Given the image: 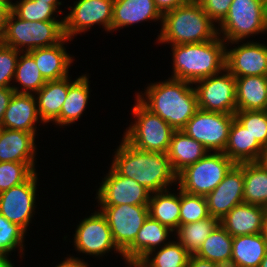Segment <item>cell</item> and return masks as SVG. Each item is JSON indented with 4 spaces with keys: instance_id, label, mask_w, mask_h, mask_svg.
<instances>
[{
    "instance_id": "obj_1",
    "label": "cell",
    "mask_w": 267,
    "mask_h": 267,
    "mask_svg": "<svg viewBox=\"0 0 267 267\" xmlns=\"http://www.w3.org/2000/svg\"><path fill=\"white\" fill-rule=\"evenodd\" d=\"M114 151L111 166L122 176L134 179L151 194L170 189L177 183V173L167 153L143 151L124 138Z\"/></svg>"
},
{
    "instance_id": "obj_2",
    "label": "cell",
    "mask_w": 267,
    "mask_h": 267,
    "mask_svg": "<svg viewBox=\"0 0 267 267\" xmlns=\"http://www.w3.org/2000/svg\"><path fill=\"white\" fill-rule=\"evenodd\" d=\"M135 96L174 130H182L199 109L193 84L170 77L148 84L144 93L137 92Z\"/></svg>"
},
{
    "instance_id": "obj_3",
    "label": "cell",
    "mask_w": 267,
    "mask_h": 267,
    "mask_svg": "<svg viewBox=\"0 0 267 267\" xmlns=\"http://www.w3.org/2000/svg\"><path fill=\"white\" fill-rule=\"evenodd\" d=\"M173 74L171 78L195 82L218 74L226 68V42L213 40L171 46Z\"/></svg>"
},
{
    "instance_id": "obj_4",
    "label": "cell",
    "mask_w": 267,
    "mask_h": 267,
    "mask_svg": "<svg viewBox=\"0 0 267 267\" xmlns=\"http://www.w3.org/2000/svg\"><path fill=\"white\" fill-rule=\"evenodd\" d=\"M157 43L171 46L200 43L218 36L217 25L203 11L198 0H189L162 15Z\"/></svg>"
},
{
    "instance_id": "obj_5",
    "label": "cell",
    "mask_w": 267,
    "mask_h": 267,
    "mask_svg": "<svg viewBox=\"0 0 267 267\" xmlns=\"http://www.w3.org/2000/svg\"><path fill=\"white\" fill-rule=\"evenodd\" d=\"M60 21H26L8 14L1 43L20 52L50 47L64 38V17Z\"/></svg>"
},
{
    "instance_id": "obj_6",
    "label": "cell",
    "mask_w": 267,
    "mask_h": 267,
    "mask_svg": "<svg viewBox=\"0 0 267 267\" xmlns=\"http://www.w3.org/2000/svg\"><path fill=\"white\" fill-rule=\"evenodd\" d=\"M217 31L226 46L239 44L252 35L265 34L267 6L261 0H233Z\"/></svg>"
},
{
    "instance_id": "obj_7",
    "label": "cell",
    "mask_w": 267,
    "mask_h": 267,
    "mask_svg": "<svg viewBox=\"0 0 267 267\" xmlns=\"http://www.w3.org/2000/svg\"><path fill=\"white\" fill-rule=\"evenodd\" d=\"M134 103L135 121L124 131L123 138L139 150L167 153L175 130L137 98Z\"/></svg>"
},
{
    "instance_id": "obj_8",
    "label": "cell",
    "mask_w": 267,
    "mask_h": 267,
    "mask_svg": "<svg viewBox=\"0 0 267 267\" xmlns=\"http://www.w3.org/2000/svg\"><path fill=\"white\" fill-rule=\"evenodd\" d=\"M235 163L223 152H208L177 174L178 188L188 194L206 196L223 180Z\"/></svg>"
},
{
    "instance_id": "obj_9",
    "label": "cell",
    "mask_w": 267,
    "mask_h": 267,
    "mask_svg": "<svg viewBox=\"0 0 267 267\" xmlns=\"http://www.w3.org/2000/svg\"><path fill=\"white\" fill-rule=\"evenodd\" d=\"M234 114L198 109L182 129L209 152H224Z\"/></svg>"
},
{
    "instance_id": "obj_10",
    "label": "cell",
    "mask_w": 267,
    "mask_h": 267,
    "mask_svg": "<svg viewBox=\"0 0 267 267\" xmlns=\"http://www.w3.org/2000/svg\"><path fill=\"white\" fill-rule=\"evenodd\" d=\"M194 84L199 109L235 114L236 79L226 68Z\"/></svg>"
},
{
    "instance_id": "obj_11",
    "label": "cell",
    "mask_w": 267,
    "mask_h": 267,
    "mask_svg": "<svg viewBox=\"0 0 267 267\" xmlns=\"http://www.w3.org/2000/svg\"><path fill=\"white\" fill-rule=\"evenodd\" d=\"M109 224L113 241L123 253L149 216L148 205L98 206Z\"/></svg>"
},
{
    "instance_id": "obj_12",
    "label": "cell",
    "mask_w": 267,
    "mask_h": 267,
    "mask_svg": "<svg viewBox=\"0 0 267 267\" xmlns=\"http://www.w3.org/2000/svg\"><path fill=\"white\" fill-rule=\"evenodd\" d=\"M113 2L114 0H76L64 16L65 37L72 40L74 36L89 31L96 24L102 25L107 33L111 32Z\"/></svg>"
},
{
    "instance_id": "obj_13",
    "label": "cell",
    "mask_w": 267,
    "mask_h": 267,
    "mask_svg": "<svg viewBox=\"0 0 267 267\" xmlns=\"http://www.w3.org/2000/svg\"><path fill=\"white\" fill-rule=\"evenodd\" d=\"M74 249L80 253L99 258L114 250L123 257V253L113 241L106 218L98 209L89 217H85L76 227Z\"/></svg>"
},
{
    "instance_id": "obj_14",
    "label": "cell",
    "mask_w": 267,
    "mask_h": 267,
    "mask_svg": "<svg viewBox=\"0 0 267 267\" xmlns=\"http://www.w3.org/2000/svg\"><path fill=\"white\" fill-rule=\"evenodd\" d=\"M96 192L98 206L148 205L151 195L143 185L120 175L112 166Z\"/></svg>"
},
{
    "instance_id": "obj_15",
    "label": "cell",
    "mask_w": 267,
    "mask_h": 267,
    "mask_svg": "<svg viewBox=\"0 0 267 267\" xmlns=\"http://www.w3.org/2000/svg\"><path fill=\"white\" fill-rule=\"evenodd\" d=\"M37 171L24 183L0 193V214L26 232L35 214Z\"/></svg>"
},
{
    "instance_id": "obj_16",
    "label": "cell",
    "mask_w": 267,
    "mask_h": 267,
    "mask_svg": "<svg viewBox=\"0 0 267 267\" xmlns=\"http://www.w3.org/2000/svg\"><path fill=\"white\" fill-rule=\"evenodd\" d=\"M244 163L235 164L216 188L205 196L210 216L219 221L244 202Z\"/></svg>"
},
{
    "instance_id": "obj_17",
    "label": "cell",
    "mask_w": 267,
    "mask_h": 267,
    "mask_svg": "<svg viewBox=\"0 0 267 267\" xmlns=\"http://www.w3.org/2000/svg\"><path fill=\"white\" fill-rule=\"evenodd\" d=\"M226 48V69L235 77L267 76V45L247 41Z\"/></svg>"
},
{
    "instance_id": "obj_18",
    "label": "cell",
    "mask_w": 267,
    "mask_h": 267,
    "mask_svg": "<svg viewBox=\"0 0 267 267\" xmlns=\"http://www.w3.org/2000/svg\"><path fill=\"white\" fill-rule=\"evenodd\" d=\"M41 123L37 102L34 94L14 92L12 99L4 113L2 128L24 132H37L36 122Z\"/></svg>"
},
{
    "instance_id": "obj_19",
    "label": "cell",
    "mask_w": 267,
    "mask_h": 267,
    "mask_svg": "<svg viewBox=\"0 0 267 267\" xmlns=\"http://www.w3.org/2000/svg\"><path fill=\"white\" fill-rule=\"evenodd\" d=\"M266 211L267 208L243 202L233 207L220 224L232 237L263 233Z\"/></svg>"
},
{
    "instance_id": "obj_20",
    "label": "cell",
    "mask_w": 267,
    "mask_h": 267,
    "mask_svg": "<svg viewBox=\"0 0 267 267\" xmlns=\"http://www.w3.org/2000/svg\"><path fill=\"white\" fill-rule=\"evenodd\" d=\"M173 232L169 227L148 216L134 242L123 252L122 259L141 261L151 251L168 244Z\"/></svg>"
},
{
    "instance_id": "obj_21",
    "label": "cell",
    "mask_w": 267,
    "mask_h": 267,
    "mask_svg": "<svg viewBox=\"0 0 267 267\" xmlns=\"http://www.w3.org/2000/svg\"><path fill=\"white\" fill-rule=\"evenodd\" d=\"M72 41L65 37L60 43L28 51L34 58L40 73L46 81L60 80L69 76V68L74 62V56L69 54L64 46Z\"/></svg>"
},
{
    "instance_id": "obj_22",
    "label": "cell",
    "mask_w": 267,
    "mask_h": 267,
    "mask_svg": "<svg viewBox=\"0 0 267 267\" xmlns=\"http://www.w3.org/2000/svg\"><path fill=\"white\" fill-rule=\"evenodd\" d=\"M36 135L0 128V162L35 163Z\"/></svg>"
},
{
    "instance_id": "obj_23",
    "label": "cell",
    "mask_w": 267,
    "mask_h": 267,
    "mask_svg": "<svg viewBox=\"0 0 267 267\" xmlns=\"http://www.w3.org/2000/svg\"><path fill=\"white\" fill-rule=\"evenodd\" d=\"M149 20L162 21L154 0H114L111 32Z\"/></svg>"
},
{
    "instance_id": "obj_24",
    "label": "cell",
    "mask_w": 267,
    "mask_h": 267,
    "mask_svg": "<svg viewBox=\"0 0 267 267\" xmlns=\"http://www.w3.org/2000/svg\"><path fill=\"white\" fill-rule=\"evenodd\" d=\"M68 76V93L59 117L53 122L56 126H69L80 120L87 108L90 97L89 75L83 74L72 80ZM72 80V81H71Z\"/></svg>"
},
{
    "instance_id": "obj_25",
    "label": "cell",
    "mask_w": 267,
    "mask_h": 267,
    "mask_svg": "<svg viewBox=\"0 0 267 267\" xmlns=\"http://www.w3.org/2000/svg\"><path fill=\"white\" fill-rule=\"evenodd\" d=\"M262 149L258 141L234 118L223 153L235 164H240L257 162Z\"/></svg>"
},
{
    "instance_id": "obj_26",
    "label": "cell",
    "mask_w": 267,
    "mask_h": 267,
    "mask_svg": "<svg viewBox=\"0 0 267 267\" xmlns=\"http://www.w3.org/2000/svg\"><path fill=\"white\" fill-rule=\"evenodd\" d=\"M267 253L264 233L233 237L230 267H259Z\"/></svg>"
},
{
    "instance_id": "obj_27",
    "label": "cell",
    "mask_w": 267,
    "mask_h": 267,
    "mask_svg": "<svg viewBox=\"0 0 267 267\" xmlns=\"http://www.w3.org/2000/svg\"><path fill=\"white\" fill-rule=\"evenodd\" d=\"M236 79V111L267 110V76Z\"/></svg>"
},
{
    "instance_id": "obj_28",
    "label": "cell",
    "mask_w": 267,
    "mask_h": 267,
    "mask_svg": "<svg viewBox=\"0 0 267 267\" xmlns=\"http://www.w3.org/2000/svg\"><path fill=\"white\" fill-rule=\"evenodd\" d=\"M208 152L200 142L188 136L183 130H175L167 155L173 170L178 174L186 166L203 158Z\"/></svg>"
},
{
    "instance_id": "obj_29",
    "label": "cell",
    "mask_w": 267,
    "mask_h": 267,
    "mask_svg": "<svg viewBox=\"0 0 267 267\" xmlns=\"http://www.w3.org/2000/svg\"><path fill=\"white\" fill-rule=\"evenodd\" d=\"M68 93V77L60 80L47 81L35 93L38 113L43 124L53 123L60 115ZM37 95V96H36Z\"/></svg>"
},
{
    "instance_id": "obj_30",
    "label": "cell",
    "mask_w": 267,
    "mask_h": 267,
    "mask_svg": "<svg viewBox=\"0 0 267 267\" xmlns=\"http://www.w3.org/2000/svg\"><path fill=\"white\" fill-rule=\"evenodd\" d=\"M169 190L150 195L149 216L175 232L180 226V189L177 187V194Z\"/></svg>"
},
{
    "instance_id": "obj_31",
    "label": "cell",
    "mask_w": 267,
    "mask_h": 267,
    "mask_svg": "<svg viewBox=\"0 0 267 267\" xmlns=\"http://www.w3.org/2000/svg\"><path fill=\"white\" fill-rule=\"evenodd\" d=\"M233 237L219 223L195 254L197 257L230 267Z\"/></svg>"
},
{
    "instance_id": "obj_32",
    "label": "cell",
    "mask_w": 267,
    "mask_h": 267,
    "mask_svg": "<svg viewBox=\"0 0 267 267\" xmlns=\"http://www.w3.org/2000/svg\"><path fill=\"white\" fill-rule=\"evenodd\" d=\"M245 203L267 208V169L257 162L244 163Z\"/></svg>"
},
{
    "instance_id": "obj_33",
    "label": "cell",
    "mask_w": 267,
    "mask_h": 267,
    "mask_svg": "<svg viewBox=\"0 0 267 267\" xmlns=\"http://www.w3.org/2000/svg\"><path fill=\"white\" fill-rule=\"evenodd\" d=\"M12 85L16 93L35 94L47 82L40 73L34 58L28 52H20ZM22 86V87H21Z\"/></svg>"
},
{
    "instance_id": "obj_34",
    "label": "cell",
    "mask_w": 267,
    "mask_h": 267,
    "mask_svg": "<svg viewBox=\"0 0 267 267\" xmlns=\"http://www.w3.org/2000/svg\"><path fill=\"white\" fill-rule=\"evenodd\" d=\"M219 223L218 219L210 216L201 221L180 225L173 236H176L177 241L191 255H195Z\"/></svg>"
},
{
    "instance_id": "obj_35",
    "label": "cell",
    "mask_w": 267,
    "mask_h": 267,
    "mask_svg": "<svg viewBox=\"0 0 267 267\" xmlns=\"http://www.w3.org/2000/svg\"><path fill=\"white\" fill-rule=\"evenodd\" d=\"M190 253L176 240L147 254L141 261L147 267H182L188 265Z\"/></svg>"
},
{
    "instance_id": "obj_36",
    "label": "cell",
    "mask_w": 267,
    "mask_h": 267,
    "mask_svg": "<svg viewBox=\"0 0 267 267\" xmlns=\"http://www.w3.org/2000/svg\"><path fill=\"white\" fill-rule=\"evenodd\" d=\"M62 3L39 2V0H19L11 2V11L26 21H59L55 13H61ZM54 15V16H53Z\"/></svg>"
},
{
    "instance_id": "obj_37",
    "label": "cell",
    "mask_w": 267,
    "mask_h": 267,
    "mask_svg": "<svg viewBox=\"0 0 267 267\" xmlns=\"http://www.w3.org/2000/svg\"><path fill=\"white\" fill-rule=\"evenodd\" d=\"M35 164L0 162V193L26 182L36 172Z\"/></svg>"
},
{
    "instance_id": "obj_38",
    "label": "cell",
    "mask_w": 267,
    "mask_h": 267,
    "mask_svg": "<svg viewBox=\"0 0 267 267\" xmlns=\"http://www.w3.org/2000/svg\"><path fill=\"white\" fill-rule=\"evenodd\" d=\"M210 217L205 196L188 194L180 190V225Z\"/></svg>"
},
{
    "instance_id": "obj_39",
    "label": "cell",
    "mask_w": 267,
    "mask_h": 267,
    "mask_svg": "<svg viewBox=\"0 0 267 267\" xmlns=\"http://www.w3.org/2000/svg\"><path fill=\"white\" fill-rule=\"evenodd\" d=\"M234 115L262 147L267 146V110L236 111Z\"/></svg>"
},
{
    "instance_id": "obj_40",
    "label": "cell",
    "mask_w": 267,
    "mask_h": 267,
    "mask_svg": "<svg viewBox=\"0 0 267 267\" xmlns=\"http://www.w3.org/2000/svg\"><path fill=\"white\" fill-rule=\"evenodd\" d=\"M26 233L27 232L18 224L8 221L0 214V250L7 256L11 254V251H16L17 248H19L18 253H22H20L19 256L24 255V239Z\"/></svg>"
},
{
    "instance_id": "obj_41",
    "label": "cell",
    "mask_w": 267,
    "mask_h": 267,
    "mask_svg": "<svg viewBox=\"0 0 267 267\" xmlns=\"http://www.w3.org/2000/svg\"><path fill=\"white\" fill-rule=\"evenodd\" d=\"M20 51L0 42V87H12Z\"/></svg>"
},
{
    "instance_id": "obj_42",
    "label": "cell",
    "mask_w": 267,
    "mask_h": 267,
    "mask_svg": "<svg viewBox=\"0 0 267 267\" xmlns=\"http://www.w3.org/2000/svg\"><path fill=\"white\" fill-rule=\"evenodd\" d=\"M203 11L215 24H220L226 17L233 0H198Z\"/></svg>"
},
{
    "instance_id": "obj_43",
    "label": "cell",
    "mask_w": 267,
    "mask_h": 267,
    "mask_svg": "<svg viewBox=\"0 0 267 267\" xmlns=\"http://www.w3.org/2000/svg\"><path fill=\"white\" fill-rule=\"evenodd\" d=\"M14 92L12 87H0V128H2L3 116Z\"/></svg>"
},
{
    "instance_id": "obj_44",
    "label": "cell",
    "mask_w": 267,
    "mask_h": 267,
    "mask_svg": "<svg viewBox=\"0 0 267 267\" xmlns=\"http://www.w3.org/2000/svg\"><path fill=\"white\" fill-rule=\"evenodd\" d=\"M188 1L189 0H154V4L160 14L163 15Z\"/></svg>"
},
{
    "instance_id": "obj_45",
    "label": "cell",
    "mask_w": 267,
    "mask_h": 267,
    "mask_svg": "<svg viewBox=\"0 0 267 267\" xmlns=\"http://www.w3.org/2000/svg\"><path fill=\"white\" fill-rule=\"evenodd\" d=\"M11 12V2H0V42L2 40L8 14Z\"/></svg>"
},
{
    "instance_id": "obj_46",
    "label": "cell",
    "mask_w": 267,
    "mask_h": 267,
    "mask_svg": "<svg viewBox=\"0 0 267 267\" xmlns=\"http://www.w3.org/2000/svg\"><path fill=\"white\" fill-rule=\"evenodd\" d=\"M188 267H223L221 264L211 262L209 260H204L196 255H190L188 261Z\"/></svg>"
},
{
    "instance_id": "obj_47",
    "label": "cell",
    "mask_w": 267,
    "mask_h": 267,
    "mask_svg": "<svg viewBox=\"0 0 267 267\" xmlns=\"http://www.w3.org/2000/svg\"><path fill=\"white\" fill-rule=\"evenodd\" d=\"M69 255V257H66L65 260L61 261L58 265L55 267H89V264L82 260L81 258L79 259L78 257H73Z\"/></svg>"
},
{
    "instance_id": "obj_48",
    "label": "cell",
    "mask_w": 267,
    "mask_h": 267,
    "mask_svg": "<svg viewBox=\"0 0 267 267\" xmlns=\"http://www.w3.org/2000/svg\"><path fill=\"white\" fill-rule=\"evenodd\" d=\"M257 163L260 164L264 169H267V146L263 147Z\"/></svg>"
},
{
    "instance_id": "obj_49",
    "label": "cell",
    "mask_w": 267,
    "mask_h": 267,
    "mask_svg": "<svg viewBox=\"0 0 267 267\" xmlns=\"http://www.w3.org/2000/svg\"><path fill=\"white\" fill-rule=\"evenodd\" d=\"M128 267H147L142 261L125 260Z\"/></svg>"
},
{
    "instance_id": "obj_50",
    "label": "cell",
    "mask_w": 267,
    "mask_h": 267,
    "mask_svg": "<svg viewBox=\"0 0 267 267\" xmlns=\"http://www.w3.org/2000/svg\"><path fill=\"white\" fill-rule=\"evenodd\" d=\"M9 260V257L2 250H0V266L6 264Z\"/></svg>"
},
{
    "instance_id": "obj_51",
    "label": "cell",
    "mask_w": 267,
    "mask_h": 267,
    "mask_svg": "<svg viewBox=\"0 0 267 267\" xmlns=\"http://www.w3.org/2000/svg\"><path fill=\"white\" fill-rule=\"evenodd\" d=\"M265 237H266V240H267V211H266V214H265V220H264V231H263Z\"/></svg>"
},
{
    "instance_id": "obj_52",
    "label": "cell",
    "mask_w": 267,
    "mask_h": 267,
    "mask_svg": "<svg viewBox=\"0 0 267 267\" xmlns=\"http://www.w3.org/2000/svg\"><path fill=\"white\" fill-rule=\"evenodd\" d=\"M259 267H267V253L264 256V258L262 259Z\"/></svg>"
},
{
    "instance_id": "obj_53",
    "label": "cell",
    "mask_w": 267,
    "mask_h": 267,
    "mask_svg": "<svg viewBox=\"0 0 267 267\" xmlns=\"http://www.w3.org/2000/svg\"><path fill=\"white\" fill-rule=\"evenodd\" d=\"M39 2H47V3H62L60 0H39Z\"/></svg>"
},
{
    "instance_id": "obj_54",
    "label": "cell",
    "mask_w": 267,
    "mask_h": 267,
    "mask_svg": "<svg viewBox=\"0 0 267 267\" xmlns=\"http://www.w3.org/2000/svg\"><path fill=\"white\" fill-rule=\"evenodd\" d=\"M14 263L11 262V260H9L6 264L0 266V267H14Z\"/></svg>"
},
{
    "instance_id": "obj_55",
    "label": "cell",
    "mask_w": 267,
    "mask_h": 267,
    "mask_svg": "<svg viewBox=\"0 0 267 267\" xmlns=\"http://www.w3.org/2000/svg\"><path fill=\"white\" fill-rule=\"evenodd\" d=\"M0 2H12V0H0Z\"/></svg>"
},
{
    "instance_id": "obj_56",
    "label": "cell",
    "mask_w": 267,
    "mask_h": 267,
    "mask_svg": "<svg viewBox=\"0 0 267 267\" xmlns=\"http://www.w3.org/2000/svg\"><path fill=\"white\" fill-rule=\"evenodd\" d=\"M267 6V0H261Z\"/></svg>"
}]
</instances>
